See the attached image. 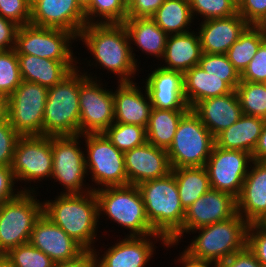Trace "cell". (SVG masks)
<instances>
[{
	"label": "cell",
	"mask_w": 266,
	"mask_h": 267,
	"mask_svg": "<svg viewBox=\"0 0 266 267\" xmlns=\"http://www.w3.org/2000/svg\"><path fill=\"white\" fill-rule=\"evenodd\" d=\"M78 38L76 41L81 40L95 59L93 62L88 60V66L97 68L99 64L98 67L117 75L118 82H132L135 79L140 62L135 58L123 23L86 24Z\"/></svg>",
	"instance_id": "cell-1"
},
{
	"label": "cell",
	"mask_w": 266,
	"mask_h": 267,
	"mask_svg": "<svg viewBox=\"0 0 266 267\" xmlns=\"http://www.w3.org/2000/svg\"><path fill=\"white\" fill-rule=\"evenodd\" d=\"M43 202V213L85 250H97L98 202L94 191L83 194H58Z\"/></svg>",
	"instance_id": "cell-2"
},
{
	"label": "cell",
	"mask_w": 266,
	"mask_h": 267,
	"mask_svg": "<svg viewBox=\"0 0 266 267\" xmlns=\"http://www.w3.org/2000/svg\"><path fill=\"white\" fill-rule=\"evenodd\" d=\"M77 67L61 82L48 88L43 117V136L80 134V85L88 78ZM81 71V72H80Z\"/></svg>",
	"instance_id": "cell-3"
},
{
	"label": "cell",
	"mask_w": 266,
	"mask_h": 267,
	"mask_svg": "<svg viewBox=\"0 0 266 267\" xmlns=\"http://www.w3.org/2000/svg\"><path fill=\"white\" fill-rule=\"evenodd\" d=\"M248 225L249 223L237 213L228 220L192 230L190 232H197L199 235L193 237L183 252L192 259L219 265L246 247Z\"/></svg>",
	"instance_id": "cell-4"
},
{
	"label": "cell",
	"mask_w": 266,
	"mask_h": 267,
	"mask_svg": "<svg viewBox=\"0 0 266 267\" xmlns=\"http://www.w3.org/2000/svg\"><path fill=\"white\" fill-rule=\"evenodd\" d=\"M152 229L169 241L181 228L186 210L181 204L174 175L137 185Z\"/></svg>",
	"instance_id": "cell-5"
},
{
	"label": "cell",
	"mask_w": 266,
	"mask_h": 267,
	"mask_svg": "<svg viewBox=\"0 0 266 267\" xmlns=\"http://www.w3.org/2000/svg\"><path fill=\"white\" fill-rule=\"evenodd\" d=\"M99 219L102 214L125 230L126 236L157 234L146 215L141 193L136 185L109 186L95 190Z\"/></svg>",
	"instance_id": "cell-6"
},
{
	"label": "cell",
	"mask_w": 266,
	"mask_h": 267,
	"mask_svg": "<svg viewBox=\"0 0 266 267\" xmlns=\"http://www.w3.org/2000/svg\"><path fill=\"white\" fill-rule=\"evenodd\" d=\"M35 192H21L0 204V257L28 243L35 222L43 214V203Z\"/></svg>",
	"instance_id": "cell-7"
},
{
	"label": "cell",
	"mask_w": 266,
	"mask_h": 267,
	"mask_svg": "<svg viewBox=\"0 0 266 267\" xmlns=\"http://www.w3.org/2000/svg\"><path fill=\"white\" fill-rule=\"evenodd\" d=\"M215 137L190 109L181 119L167 149L172 168L202 167L212 152Z\"/></svg>",
	"instance_id": "cell-8"
},
{
	"label": "cell",
	"mask_w": 266,
	"mask_h": 267,
	"mask_svg": "<svg viewBox=\"0 0 266 267\" xmlns=\"http://www.w3.org/2000/svg\"><path fill=\"white\" fill-rule=\"evenodd\" d=\"M82 137L86 146L84 150H87L85 152L87 176L90 174V179L95 184L94 187L91 186L92 191L100 187L128 185L124 152L118 150L103 133L82 134Z\"/></svg>",
	"instance_id": "cell-9"
},
{
	"label": "cell",
	"mask_w": 266,
	"mask_h": 267,
	"mask_svg": "<svg viewBox=\"0 0 266 267\" xmlns=\"http://www.w3.org/2000/svg\"><path fill=\"white\" fill-rule=\"evenodd\" d=\"M48 88L23 81L5 100L6 117L20 136H43Z\"/></svg>",
	"instance_id": "cell-10"
},
{
	"label": "cell",
	"mask_w": 266,
	"mask_h": 267,
	"mask_svg": "<svg viewBox=\"0 0 266 267\" xmlns=\"http://www.w3.org/2000/svg\"><path fill=\"white\" fill-rule=\"evenodd\" d=\"M82 138V134L52 136L53 165L51 179H54V182H59L64 187V192L61 191L59 194H83L92 191L90 184L87 183V187L84 184L87 171L84 154L86 150L83 151L80 147Z\"/></svg>",
	"instance_id": "cell-11"
},
{
	"label": "cell",
	"mask_w": 266,
	"mask_h": 267,
	"mask_svg": "<svg viewBox=\"0 0 266 267\" xmlns=\"http://www.w3.org/2000/svg\"><path fill=\"white\" fill-rule=\"evenodd\" d=\"M76 39L78 38L67 30L28 24L19 26L17 30L15 50L17 54L57 61H79L71 49V44Z\"/></svg>",
	"instance_id": "cell-12"
},
{
	"label": "cell",
	"mask_w": 266,
	"mask_h": 267,
	"mask_svg": "<svg viewBox=\"0 0 266 267\" xmlns=\"http://www.w3.org/2000/svg\"><path fill=\"white\" fill-rule=\"evenodd\" d=\"M84 71L88 78L79 91L80 135L100 134L114 123L113 89L107 90L96 75L93 77Z\"/></svg>",
	"instance_id": "cell-13"
},
{
	"label": "cell",
	"mask_w": 266,
	"mask_h": 267,
	"mask_svg": "<svg viewBox=\"0 0 266 267\" xmlns=\"http://www.w3.org/2000/svg\"><path fill=\"white\" fill-rule=\"evenodd\" d=\"M52 163V136H21L18 139L11 165L16 182L25 181L31 185V182L51 180Z\"/></svg>",
	"instance_id": "cell-14"
},
{
	"label": "cell",
	"mask_w": 266,
	"mask_h": 267,
	"mask_svg": "<svg viewBox=\"0 0 266 267\" xmlns=\"http://www.w3.org/2000/svg\"><path fill=\"white\" fill-rule=\"evenodd\" d=\"M252 154L214 145L206 162L210 187L237 198L252 163Z\"/></svg>",
	"instance_id": "cell-15"
},
{
	"label": "cell",
	"mask_w": 266,
	"mask_h": 267,
	"mask_svg": "<svg viewBox=\"0 0 266 267\" xmlns=\"http://www.w3.org/2000/svg\"><path fill=\"white\" fill-rule=\"evenodd\" d=\"M237 200L229 193L210 188L186 209L182 228L168 241L178 245L184 233L216 222L225 221L237 214Z\"/></svg>",
	"instance_id": "cell-16"
},
{
	"label": "cell",
	"mask_w": 266,
	"mask_h": 267,
	"mask_svg": "<svg viewBox=\"0 0 266 267\" xmlns=\"http://www.w3.org/2000/svg\"><path fill=\"white\" fill-rule=\"evenodd\" d=\"M152 240L155 243L160 240L161 244L167 248L175 246L160 234L125 236V238L107 248L101 257L98 256L100 252L93 250L97 267H146L155 253L156 246L154 247L155 243Z\"/></svg>",
	"instance_id": "cell-17"
},
{
	"label": "cell",
	"mask_w": 266,
	"mask_h": 267,
	"mask_svg": "<svg viewBox=\"0 0 266 267\" xmlns=\"http://www.w3.org/2000/svg\"><path fill=\"white\" fill-rule=\"evenodd\" d=\"M30 24L67 30L78 38L87 23L76 0H40L31 8Z\"/></svg>",
	"instance_id": "cell-18"
},
{
	"label": "cell",
	"mask_w": 266,
	"mask_h": 267,
	"mask_svg": "<svg viewBox=\"0 0 266 267\" xmlns=\"http://www.w3.org/2000/svg\"><path fill=\"white\" fill-rule=\"evenodd\" d=\"M124 163L128 184L136 186L171 172L167 150L149 142L124 152Z\"/></svg>",
	"instance_id": "cell-19"
},
{
	"label": "cell",
	"mask_w": 266,
	"mask_h": 267,
	"mask_svg": "<svg viewBox=\"0 0 266 267\" xmlns=\"http://www.w3.org/2000/svg\"><path fill=\"white\" fill-rule=\"evenodd\" d=\"M29 242L55 263L74 259L85 250L44 213L35 222Z\"/></svg>",
	"instance_id": "cell-20"
},
{
	"label": "cell",
	"mask_w": 266,
	"mask_h": 267,
	"mask_svg": "<svg viewBox=\"0 0 266 267\" xmlns=\"http://www.w3.org/2000/svg\"><path fill=\"white\" fill-rule=\"evenodd\" d=\"M153 108L165 110H190L184 94L183 73L157 67L145 79Z\"/></svg>",
	"instance_id": "cell-21"
},
{
	"label": "cell",
	"mask_w": 266,
	"mask_h": 267,
	"mask_svg": "<svg viewBox=\"0 0 266 267\" xmlns=\"http://www.w3.org/2000/svg\"><path fill=\"white\" fill-rule=\"evenodd\" d=\"M117 83V89L113 90L114 123L133 124L146 129L153 108L146 88L141 91L133 81Z\"/></svg>",
	"instance_id": "cell-22"
},
{
	"label": "cell",
	"mask_w": 266,
	"mask_h": 267,
	"mask_svg": "<svg viewBox=\"0 0 266 267\" xmlns=\"http://www.w3.org/2000/svg\"><path fill=\"white\" fill-rule=\"evenodd\" d=\"M237 200V212L249 224L266 215V161L253 160Z\"/></svg>",
	"instance_id": "cell-23"
},
{
	"label": "cell",
	"mask_w": 266,
	"mask_h": 267,
	"mask_svg": "<svg viewBox=\"0 0 266 267\" xmlns=\"http://www.w3.org/2000/svg\"><path fill=\"white\" fill-rule=\"evenodd\" d=\"M199 24L200 28L196 30H198L202 52L209 54H226L249 26L238 13L227 18L201 21Z\"/></svg>",
	"instance_id": "cell-24"
},
{
	"label": "cell",
	"mask_w": 266,
	"mask_h": 267,
	"mask_svg": "<svg viewBox=\"0 0 266 267\" xmlns=\"http://www.w3.org/2000/svg\"><path fill=\"white\" fill-rule=\"evenodd\" d=\"M191 110L214 137L237 122L243 115L235 90L223 96L197 102Z\"/></svg>",
	"instance_id": "cell-25"
},
{
	"label": "cell",
	"mask_w": 266,
	"mask_h": 267,
	"mask_svg": "<svg viewBox=\"0 0 266 267\" xmlns=\"http://www.w3.org/2000/svg\"><path fill=\"white\" fill-rule=\"evenodd\" d=\"M17 56L22 80L47 88L55 86L79 67L78 61H57L24 54Z\"/></svg>",
	"instance_id": "cell-26"
},
{
	"label": "cell",
	"mask_w": 266,
	"mask_h": 267,
	"mask_svg": "<svg viewBox=\"0 0 266 267\" xmlns=\"http://www.w3.org/2000/svg\"><path fill=\"white\" fill-rule=\"evenodd\" d=\"M198 32L171 34L167 38L161 67L182 73L199 64L202 48Z\"/></svg>",
	"instance_id": "cell-27"
},
{
	"label": "cell",
	"mask_w": 266,
	"mask_h": 267,
	"mask_svg": "<svg viewBox=\"0 0 266 267\" xmlns=\"http://www.w3.org/2000/svg\"><path fill=\"white\" fill-rule=\"evenodd\" d=\"M184 94L191 109L197 102L229 94L233 89L226 83V76H214L199 65L183 73Z\"/></svg>",
	"instance_id": "cell-28"
},
{
	"label": "cell",
	"mask_w": 266,
	"mask_h": 267,
	"mask_svg": "<svg viewBox=\"0 0 266 267\" xmlns=\"http://www.w3.org/2000/svg\"><path fill=\"white\" fill-rule=\"evenodd\" d=\"M265 121L260 117L242 115L237 122L215 137V145L222 149L241 150L252 154Z\"/></svg>",
	"instance_id": "cell-29"
},
{
	"label": "cell",
	"mask_w": 266,
	"mask_h": 267,
	"mask_svg": "<svg viewBox=\"0 0 266 267\" xmlns=\"http://www.w3.org/2000/svg\"><path fill=\"white\" fill-rule=\"evenodd\" d=\"M123 24L128 32L130 44L158 60L163 57L169 35L151 18H127Z\"/></svg>",
	"instance_id": "cell-30"
},
{
	"label": "cell",
	"mask_w": 266,
	"mask_h": 267,
	"mask_svg": "<svg viewBox=\"0 0 266 267\" xmlns=\"http://www.w3.org/2000/svg\"><path fill=\"white\" fill-rule=\"evenodd\" d=\"M189 110H165L152 108L146 128L147 142L167 150L173 141L180 119Z\"/></svg>",
	"instance_id": "cell-31"
},
{
	"label": "cell",
	"mask_w": 266,
	"mask_h": 267,
	"mask_svg": "<svg viewBox=\"0 0 266 267\" xmlns=\"http://www.w3.org/2000/svg\"><path fill=\"white\" fill-rule=\"evenodd\" d=\"M151 19L168 35L190 32L194 22L189 0H165Z\"/></svg>",
	"instance_id": "cell-32"
},
{
	"label": "cell",
	"mask_w": 266,
	"mask_h": 267,
	"mask_svg": "<svg viewBox=\"0 0 266 267\" xmlns=\"http://www.w3.org/2000/svg\"><path fill=\"white\" fill-rule=\"evenodd\" d=\"M171 173L175 177L181 204L185 210L211 188L205 166L172 168Z\"/></svg>",
	"instance_id": "cell-33"
},
{
	"label": "cell",
	"mask_w": 266,
	"mask_h": 267,
	"mask_svg": "<svg viewBox=\"0 0 266 267\" xmlns=\"http://www.w3.org/2000/svg\"><path fill=\"white\" fill-rule=\"evenodd\" d=\"M266 40V35L255 25H249L235 41L226 56L241 75L253 59L260 45Z\"/></svg>",
	"instance_id": "cell-34"
},
{
	"label": "cell",
	"mask_w": 266,
	"mask_h": 267,
	"mask_svg": "<svg viewBox=\"0 0 266 267\" xmlns=\"http://www.w3.org/2000/svg\"><path fill=\"white\" fill-rule=\"evenodd\" d=\"M235 91L243 115L266 120V83L241 81Z\"/></svg>",
	"instance_id": "cell-35"
},
{
	"label": "cell",
	"mask_w": 266,
	"mask_h": 267,
	"mask_svg": "<svg viewBox=\"0 0 266 267\" xmlns=\"http://www.w3.org/2000/svg\"><path fill=\"white\" fill-rule=\"evenodd\" d=\"M84 11L87 24L123 23L127 19L125 0H91Z\"/></svg>",
	"instance_id": "cell-36"
},
{
	"label": "cell",
	"mask_w": 266,
	"mask_h": 267,
	"mask_svg": "<svg viewBox=\"0 0 266 267\" xmlns=\"http://www.w3.org/2000/svg\"><path fill=\"white\" fill-rule=\"evenodd\" d=\"M103 134L122 152L131 150L147 142L146 129L133 124L113 123Z\"/></svg>",
	"instance_id": "cell-37"
},
{
	"label": "cell",
	"mask_w": 266,
	"mask_h": 267,
	"mask_svg": "<svg viewBox=\"0 0 266 267\" xmlns=\"http://www.w3.org/2000/svg\"><path fill=\"white\" fill-rule=\"evenodd\" d=\"M21 82L16 50H0V97L6 100Z\"/></svg>",
	"instance_id": "cell-38"
},
{
	"label": "cell",
	"mask_w": 266,
	"mask_h": 267,
	"mask_svg": "<svg viewBox=\"0 0 266 267\" xmlns=\"http://www.w3.org/2000/svg\"><path fill=\"white\" fill-rule=\"evenodd\" d=\"M12 267H54L55 262L30 242L11 249L3 256Z\"/></svg>",
	"instance_id": "cell-39"
},
{
	"label": "cell",
	"mask_w": 266,
	"mask_h": 267,
	"mask_svg": "<svg viewBox=\"0 0 266 267\" xmlns=\"http://www.w3.org/2000/svg\"><path fill=\"white\" fill-rule=\"evenodd\" d=\"M205 72L214 76H226V83L233 89L241 82V75L226 54L202 53L198 64Z\"/></svg>",
	"instance_id": "cell-40"
},
{
	"label": "cell",
	"mask_w": 266,
	"mask_h": 267,
	"mask_svg": "<svg viewBox=\"0 0 266 267\" xmlns=\"http://www.w3.org/2000/svg\"><path fill=\"white\" fill-rule=\"evenodd\" d=\"M193 18L199 16L202 21L227 18L237 14V6L231 0H189Z\"/></svg>",
	"instance_id": "cell-41"
},
{
	"label": "cell",
	"mask_w": 266,
	"mask_h": 267,
	"mask_svg": "<svg viewBox=\"0 0 266 267\" xmlns=\"http://www.w3.org/2000/svg\"><path fill=\"white\" fill-rule=\"evenodd\" d=\"M20 137L5 116L0 121V165L11 167L16 143Z\"/></svg>",
	"instance_id": "cell-42"
},
{
	"label": "cell",
	"mask_w": 266,
	"mask_h": 267,
	"mask_svg": "<svg viewBox=\"0 0 266 267\" xmlns=\"http://www.w3.org/2000/svg\"><path fill=\"white\" fill-rule=\"evenodd\" d=\"M0 15L24 26L30 24L31 8L27 0H0Z\"/></svg>",
	"instance_id": "cell-43"
},
{
	"label": "cell",
	"mask_w": 266,
	"mask_h": 267,
	"mask_svg": "<svg viewBox=\"0 0 266 267\" xmlns=\"http://www.w3.org/2000/svg\"><path fill=\"white\" fill-rule=\"evenodd\" d=\"M246 246L261 264H266V227L259 222L249 224Z\"/></svg>",
	"instance_id": "cell-44"
},
{
	"label": "cell",
	"mask_w": 266,
	"mask_h": 267,
	"mask_svg": "<svg viewBox=\"0 0 266 267\" xmlns=\"http://www.w3.org/2000/svg\"><path fill=\"white\" fill-rule=\"evenodd\" d=\"M241 81L266 83V40L241 74Z\"/></svg>",
	"instance_id": "cell-45"
},
{
	"label": "cell",
	"mask_w": 266,
	"mask_h": 267,
	"mask_svg": "<svg viewBox=\"0 0 266 267\" xmlns=\"http://www.w3.org/2000/svg\"><path fill=\"white\" fill-rule=\"evenodd\" d=\"M16 180L11 167L0 165V204L16 198L21 192H36L35 187L15 189ZM18 190V191H17Z\"/></svg>",
	"instance_id": "cell-46"
},
{
	"label": "cell",
	"mask_w": 266,
	"mask_h": 267,
	"mask_svg": "<svg viewBox=\"0 0 266 267\" xmlns=\"http://www.w3.org/2000/svg\"><path fill=\"white\" fill-rule=\"evenodd\" d=\"M237 12L249 25H255L266 13V0H240Z\"/></svg>",
	"instance_id": "cell-47"
},
{
	"label": "cell",
	"mask_w": 266,
	"mask_h": 267,
	"mask_svg": "<svg viewBox=\"0 0 266 267\" xmlns=\"http://www.w3.org/2000/svg\"><path fill=\"white\" fill-rule=\"evenodd\" d=\"M165 0H130L127 18H151Z\"/></svg>",
	"instance_id": "cell-48"
},
{
	"label": "cell",
	"mask_w": 266,
	"mask_h": 267,
	"mask_svg": "<svg viewBox=\"0 0 266 267\" xmlns=\"http://www.w3.org/2000/svg\"><path fill=\"white\" fill-rule=\"evenodd\" d=\"M219 267H261V263L246 246L219 264Z\"/></svg>",
	"instance_id": "cell-49"
},
{
	"label": "cell",
	"mask_w": 266,
	"mask_h": 267,
	"mask_svg": "<svg viewBox=\"0 0 266 267\" xmlns=\"http://www.w3.org/2000/svg\"><path fill=\"white\" fill-rule=\"evenodd\" d=\"M19 25L0 15V50L15 49Z\"/></svg>",
	"instance_id": "cell-50"
},
{
	"label": "cell",
	"mask_w": 266,
	"mask_h": 267,
	"mask_svg": "<svg viewBox=\"0 0 266 267\" xmlns=\"http://www.w3.org/2000/svg\"><path fill=\"white\" fill-rule=\"evenodd\" d=\"M54 267H97L93 250H84L76 258L55 263Z\"/></svg>",
	"instance_id": "cell-51"
},
{
	"label": "cell",
	"mask_w": 266,
	"mask_h": 267,
	"mask_svg": "<svg viewBox=\"0 0 266 267\" xmlns=\"http://www.w3.org/2000/svg\"><path fill=\"white\" fill-rule=\"evenodd\" d=\"M177 260L182 267H219L218 264L210 261L192 259L184 252H181Z\"/></svg>",
	"instance_id": "cell-52"
},
{
	"label": "cell",
	"mask_w": 266,
	"mask_h": 267,
	"mask_svg": "<svg viewBox=\"0 0 266 267\" xmlns=\"http://www.w3.org/2000/svg\"><path fill=\"white\" fill-rule=\"evenodd\" d=\"M252 159L255 161H266V121L262 128L258 143L252 153Z\"/></svg>",
	"instance_id": "cell-53"
},
{
	"label": "cell",
	"mask_w": 266,
	"mask_h": 267,
	"mask_svg": "<svg viewBox=\"0 0 266 267\" xmlns=\"http://www.w3.org/2000/svg\"><path fill=\"white\" fill-rule=\"evenodd\" d=\"M266 35V13L263 17L255 24Z\"/></svg>",
	"instance_id": "cell-54"
},
{
	"label": "cell",
	"mask_w": 266,
	"mask_h": 267,
	"mask_svg": "<svg viewBox=\"0 0 266 267\" xmlns=\"http://www.w3.org/2000/svg\"><path fill=\"white\" fill-rule=\"evenodd\" d=\"M6 116L5 100H0V121Z\"/></svg>",
	"instance_id": "cell-55"
},
{
	"label": "cell",
	"mask_w": 266,
	"mask_h": 267,
	"mask_svg": "<svg viewBox=\"0 0 266 267\" xmlns=\"http://www.w3.org/2000/svg\"><path fill=\"white\" fill-rule=\"evenodd\" d=\"M76 2L83 10H85L89 6L91 0H76Z\"/></svg>",
	"instance_id": "cell-56"
},
{
	"label": "cell",
	"mask_w": 266,
	"mask_h": 267,
	"mask_svg": "<svg viewBox=\"0 0 266 267\" xmlns=\"http://www.w3.org/2000/svg\"><path fill=\"white\" fill-rule=\"evenodd\" d=\"M0 267H12L4 257H0Z\"/></svg>",
	"instance_id": "cell-57"
},
{
	"label": "cell",
	"mask_w": 266,
	"mask_h": 267,
	"mask_svg": "<svg viewBox=\"0 0 266 267\" xmlns=\"http://www.w3.org/2000/svg\"><path fill=\"white\" fill-rule=\"evenodd\" d=\"M30 8H32L40 0H27Z\"/></svg>",
	"instance_id": "cell-58"
},
{
	"label": "cell",
	"mask_w": 266,
	"mask_h": 267,
	"mask_svg": "<svg viewBox=\"0 0 266 267\" xmlns=\"http://www.w3.org/2000/svg\"><path fill=\"white\" fill-rule=\"evenodd\" d=\"M262 226L266 227V215L265 217L259 222Z\"/></svg>",
	"instance_id": "cell-59"
},
{
	"label": "cell",
	"mask_w": 266,
	"mask_h": 267,
	"mask_svg": "<svg viewBox=\"0 0 266 267\" xmlns=\"http://www.w3.org/2000/svg\"><path fill=\"white\" fill-rule=\"evenodd\" d=\"M236 6L240 3V0H231Z\"/></svg>",
	"instance_id": "cell-60"
}]
</instances>
